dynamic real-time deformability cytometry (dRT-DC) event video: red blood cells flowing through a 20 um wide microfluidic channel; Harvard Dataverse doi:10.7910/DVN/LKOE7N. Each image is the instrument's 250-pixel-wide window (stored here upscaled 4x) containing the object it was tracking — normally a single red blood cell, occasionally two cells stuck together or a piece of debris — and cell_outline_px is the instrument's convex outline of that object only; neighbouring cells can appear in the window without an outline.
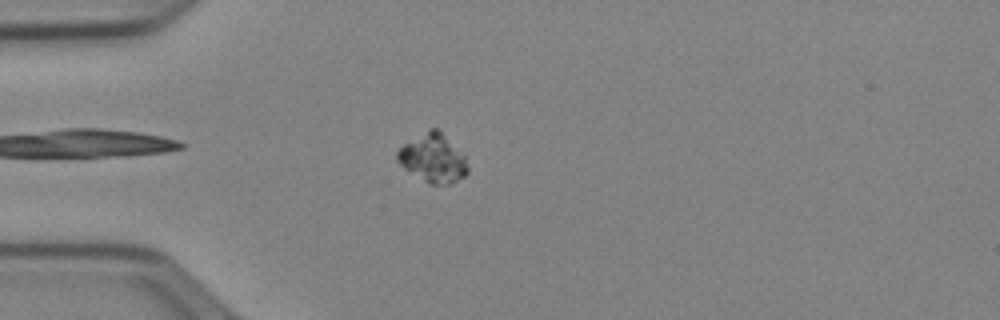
{"species": "Egyptian fruit bat (a non-hibernating species)", "species_latin": "Rousettus aegyptiacus", "temperature_condition": "cold", "stored_images_in_passage": 39, "camera_frame_rate_fps": 3000, "um_per_image_px": 0.085, "animal": {"sex": "female"}, "frame": {"image": 1, "passage_image": 1, "time_ms": 0.0, "image_size_px": [1000, 320], "cell_outline_px": [[468, 172], [464, 176], [452, 184], [428, 184], [404, 168], [396, 160], [396, 152], [404, 144], [432, 128], [440, 128], [464, 156], [468, 168]], "centroid_in_image_um": [36.81, 13.46], "position_along_channel_um": 48.2, "area_um2": 19.77}}
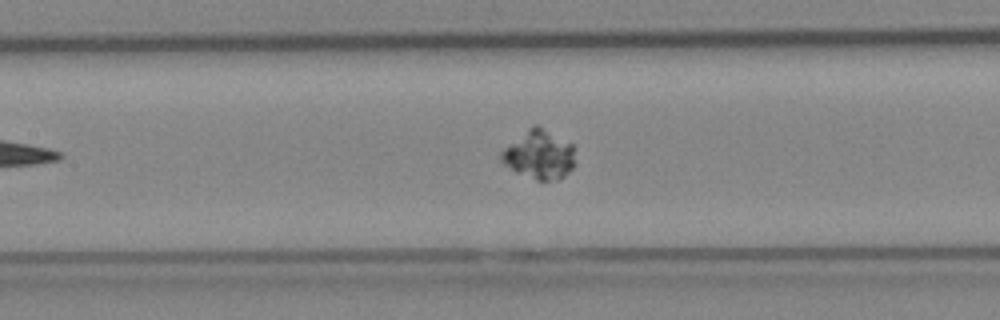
{"frame": {"image": 2, "passage_image": 11, "time_ms": 3.333, "image_size_px": [1000, 320], "cell_outline_px": [[576, 164], [564, 176], [548, 180], [536, 180], [516, 172], [504, 164], [500, 160], [500, 152], [504, 148], [532, 124], [536, 124], [572, 144]], "centroid_in_image_um": [45.82, 13.14], "position_along_channel_um": 161.6, "area_um2": 20.87}}
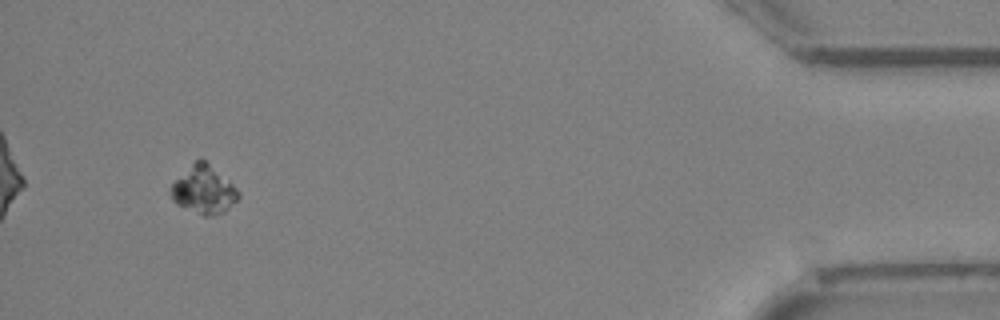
{"frame": {"image": 3, "passage_image": 36, "time_ms": 11.667, "image_size_px": [1000, 320], "cell_outline_px": [[240, 196], [224, 212], [212, 216], [204, 216], [176, 204], [172, 200], [168, 192], [172, 184], [196, 160], [204, 160], [228, 180], [240, 192]], "centroid_in_image_um": [17.3, 16.17], "position_along_channel_um": 417.9, "area_um2": 18.5}}